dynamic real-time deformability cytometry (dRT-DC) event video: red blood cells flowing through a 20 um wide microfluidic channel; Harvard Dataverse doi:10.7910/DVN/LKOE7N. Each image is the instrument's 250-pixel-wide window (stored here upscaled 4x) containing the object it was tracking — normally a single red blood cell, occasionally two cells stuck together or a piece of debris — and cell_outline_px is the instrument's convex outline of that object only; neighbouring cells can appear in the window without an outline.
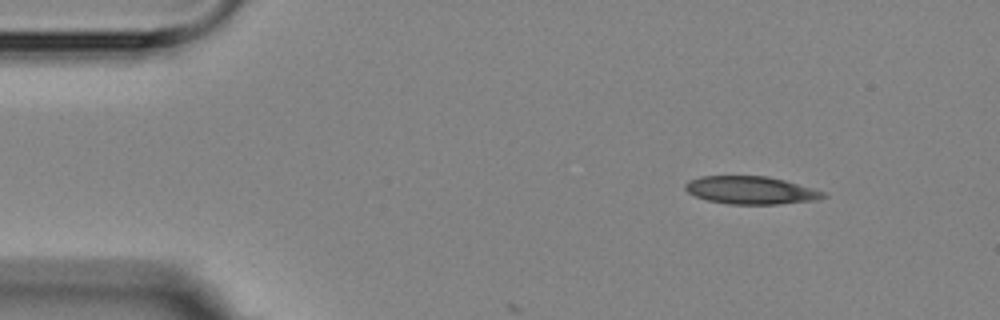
{"species": "Egyptian fruit bat (a non-hibernating species)", "species_latin": "Rousettus aegyptiacus", "temperature_condition": "room temperature", "stored_images_in_passage": 3, "camera_frame_rate_fps": 3000, "um_per_image_px": 0.085, "animal": {"sex": "female"}, "frame": {"image": 1, "passage_image": 1, "time_ms": 0.0, "image_size_px": [1000, 320], "cell_outline_px": [[828, 196], [820, 200], [780, 204], [732, 204], [708, 200], [696, 196], [688, 192], [684, 188], [684, 184], [688, 180], [700, 176], [768, 176], [784, 180], [812, 188], [824, 192]], "centroid_in_image_um": [63.84, 16.17], "position_along_channel_um": 21.2, "area_um2": 22.43}}